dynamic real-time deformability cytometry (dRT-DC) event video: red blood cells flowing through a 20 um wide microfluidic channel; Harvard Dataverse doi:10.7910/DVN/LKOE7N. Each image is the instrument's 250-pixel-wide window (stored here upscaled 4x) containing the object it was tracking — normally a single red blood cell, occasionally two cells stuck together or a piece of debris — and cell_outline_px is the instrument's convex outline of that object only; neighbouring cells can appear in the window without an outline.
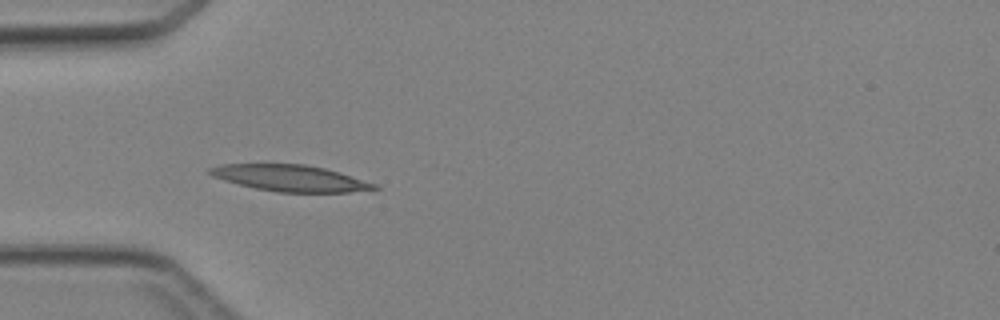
{"species": "Egyptian fruit bat (a non-hibernating species)", "species_latin": "Rousettus aegyptiacus", "temperature_condition": "cold", "stored_images_in_passage": 45, "camera_frame_rate_fps": 3000, "um_per_image_px": 0.085, "animal": {"sex": "female"}, "frame": {"image": 1, "passage_image": 13, "time_ms": 4.0, "image_size_px": [1000, 320], "cell_outline_px": [[380, 188], [348, 192], [276, 192], [256, 188], [224, 180], [212, 176], [208, 172], [208, 168], [220, 164], [304, 164], [324, 168], [340, 172], [376, 184]], "centroid_in_image_um": [24.65, 15.13], "position_along_channel_um": 60.3, "area_um2": 25.03}}
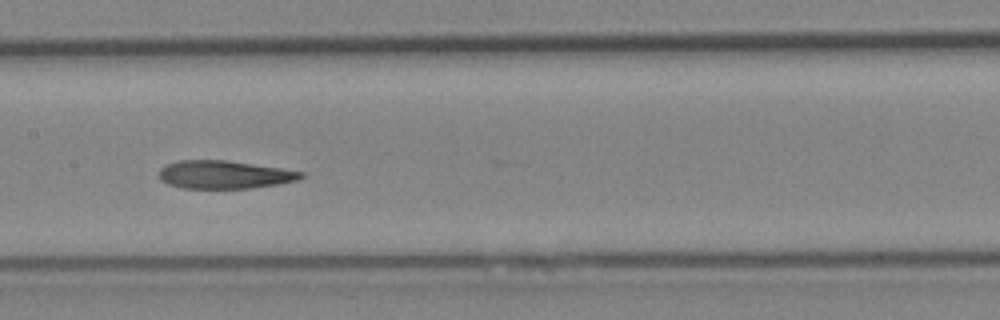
{"frame": {"image": 2, "passage_image": 22, "time_ms": 7.0, "image_size_px": [1000, 320], "cell_outline_px": [[304, 176], [300, 180], [280, 184], [252, 188], [184, 188], [168, 184], [160, 180], [160, 168], [164, 164], [176, 160], [228, 160], [280, 168], [304, 172]], "centroid_in_image_um": [19.07, 14.84], "position_along_channel_um": 188.3, "area_um2": 23.41}}
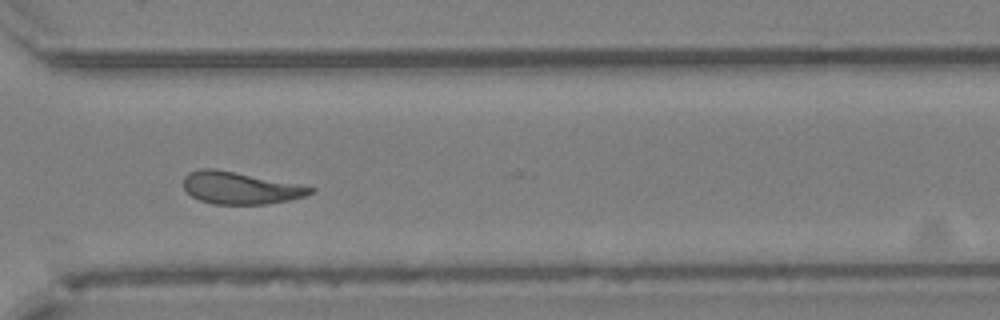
{"frame": {"image": 3, "passage_image": 33, "time_ms": 10.667, "image_size_px": [1000, 320], "cell_outline_px": [[316, 192], [304, 196], [288, 200], [268, 204], [212, 204], [200, 200], [192, 196], [184, 188], [184, 176], [188, 172], [200, 168], [216, 168], [304, 184], [316, 188]], "centroid_in_image_um": [20.47, 15.95], "position_along_channel_um": 350.1, "area_um2": 24.28}}